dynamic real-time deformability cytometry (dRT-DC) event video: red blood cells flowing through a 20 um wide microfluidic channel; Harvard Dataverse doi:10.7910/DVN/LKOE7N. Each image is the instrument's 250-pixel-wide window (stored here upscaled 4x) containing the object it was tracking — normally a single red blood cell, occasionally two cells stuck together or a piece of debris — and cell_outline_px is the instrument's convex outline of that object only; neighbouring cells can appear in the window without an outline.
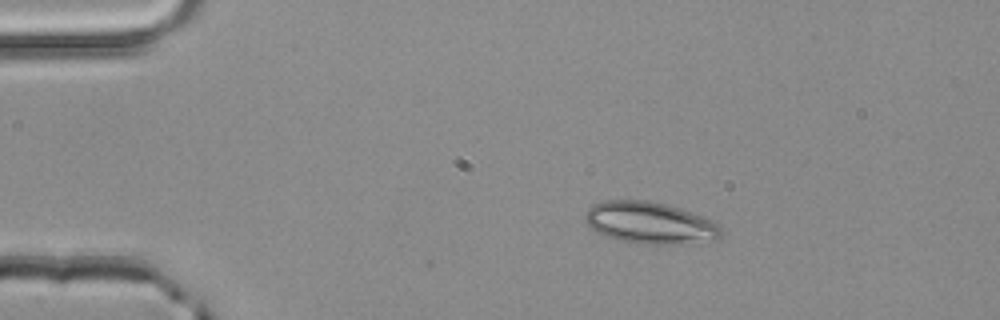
{"species": "common noctule bat (a hibernating species)", "species_latin": "Nyctalus noctula", "temperature_condition": "room temperature", "stored_images_in_passage": 43, "camera_frame_rate_fps": 3000, "um_per_image_px": 0.085, "animal": {"sex": "male", "body_mass_g": 20.4}, "frame": {"image": 1, "passage_image": 1, "time_ms": 0.0, "image_size_px": [1000, 320], "cell_outline_px": [[720, 236], [716, 240], [676, 244], [636, 244], [604, 236], [592, 228], [584, 220], [584, 216], [588, 208], [592, 204], [604, 200], [648, 200], [680, 208], [704, 216], [720, 224]], "centroid_in_image_um": [55.23, 18.94], "position_along_channel_um": 29.8, "area_um2": 33.35}}
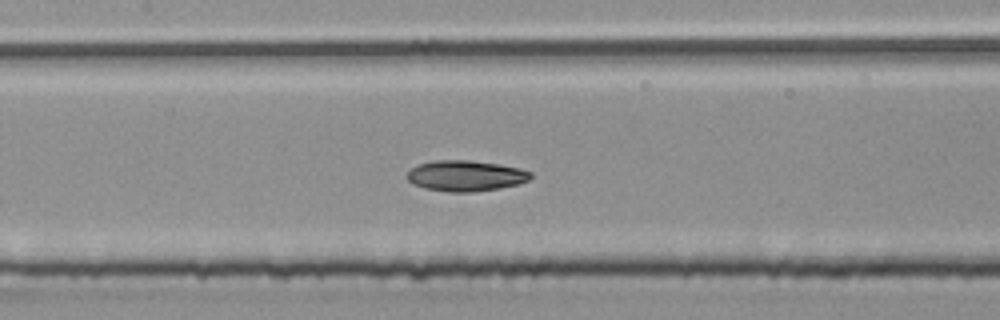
{"frame": {"image": 2, "passage_image": 16, "time_ms": 5.0, "image_size_px": [1000, 320], "cell_outline_px": [[532, 176], [528, 180], [516, 184], [500, 188], [472, 192], [448, 192], [424, 188], [412, 184], [408, 180], [408, 172], [416, 164], [436, 160], [468, 160], [500, 164], [520, 168], [532, 172]], "centroid_in_image_um": [39.57, 14.94], "position_along_channel_um": 167.8, "area_um2": 22.2}}
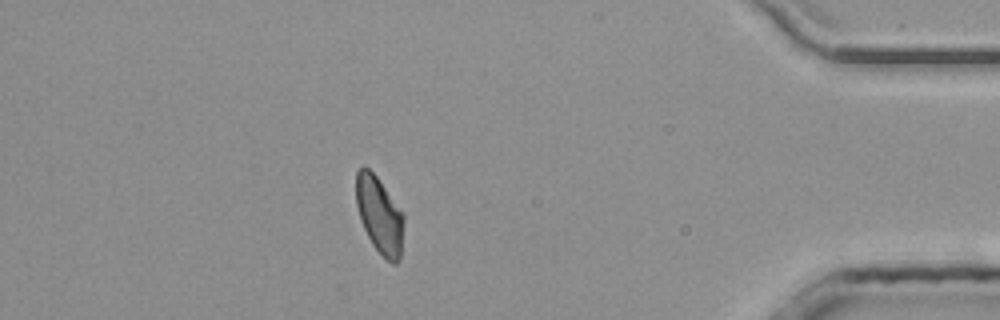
{"frame": {"image": 3, "passage_image": 37, "time_ms": 12.0, "image_size_px": [1000, 320], "cell_outline_px": [[404, 220], [400, 260], [396, 264], [392, 264], [372, 244], [364, 228], [356, 204], [356, 172], [364, 164], [376, 176], [404, 212]], "centroid_in_image_um": [32.27, 18.26], "position_along_channel_um": 402.9, "area_um2": 21.27}, "authors_computed_cell_mechanics": {"area_um2": 21.5016, "velocity_mm_per_s": 4.0189, "shape_relaxation_time_tau1_ms": 4.4393, "shape_relaxation_time_tau2_ms": 5.1276, "deformation_change_tau1": 0.1329, "deformation_change_tau2": 0.085}}